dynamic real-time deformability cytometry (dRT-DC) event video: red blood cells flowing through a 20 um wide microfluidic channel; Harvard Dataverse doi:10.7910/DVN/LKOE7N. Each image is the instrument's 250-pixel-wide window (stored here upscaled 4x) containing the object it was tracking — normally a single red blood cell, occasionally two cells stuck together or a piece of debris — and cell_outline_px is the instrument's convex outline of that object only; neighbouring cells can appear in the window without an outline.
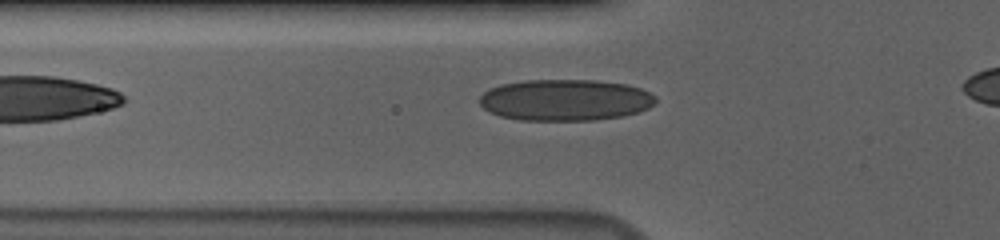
{"species": "human", "species_latin": "Homo sapiens", "temperature_condition": "cold", "stored_images_in_passage": 32, "camera_frame_rate_fps": 3000, "um_per_image_px": 0.085, "donor": {"sex": "male"}, "frame": {"image": 1, "passage_image": 2, "time_ms": 0.333, "image_size_px": [1000, 240], "cell_outline_px": [[656, 100], [648, 108], [624, 116], [596, 120], [520, 120], [500, 116], [488, 112], [480, 104], [480, 96], [484, 92], [500, 84], [524, 80], [596, 80], [628, 84], [640, 88], [656, 96]], "centroid_in_image_um": [48.04, 8.5], "position_along_channel_um": 77.8, "area_um2": 42.6}}
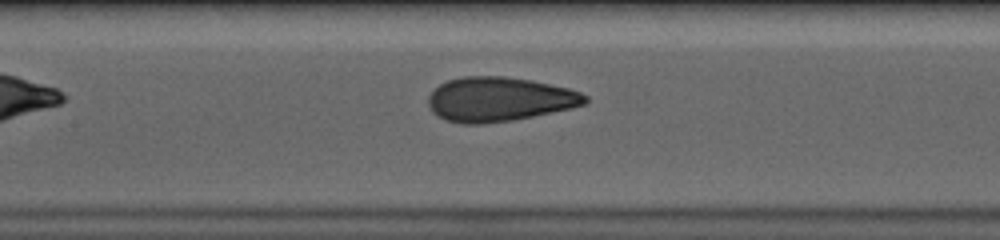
{"frame": {"image": 2, "passage_image": 9, "time_ms": 2.667, "image_size_px": [1000, 240], "cell_outline_px": [[588, 100], [584, 104], [572, 108], [512, 120], [480, 124], [460, 124], [444, 120], [432, 112], [428, 104], [428, 96], [440, 84], [448, 80], [464, 76], [504, 76], [532, 80], [568, 88], [580, 92], [588, 96]], "centroid_in_image_um": [42.42, 8.44], "position_along_channel_um": 165.0, "area_um2": 40.58}}
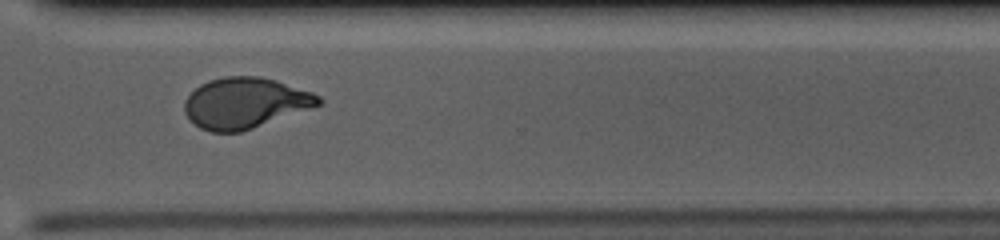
{"frame": {"image": 3, "passage_image": 24, "time_ms": 7.667, "image_size_px": [1000, 240], "cell_outline_px": [[324, 100], [320, 104], [252, 128], [240, 132], [212, 132], [200, 128], [184, 112], [184, 100], [200, 84], [208, 80], [224, 76], [260, 76], [312, 92], [320, 96]], "centroid_in_image_um": [20.8, 8.74], "position_along_channel_um": 349.8, "area_um2": 39.07}}